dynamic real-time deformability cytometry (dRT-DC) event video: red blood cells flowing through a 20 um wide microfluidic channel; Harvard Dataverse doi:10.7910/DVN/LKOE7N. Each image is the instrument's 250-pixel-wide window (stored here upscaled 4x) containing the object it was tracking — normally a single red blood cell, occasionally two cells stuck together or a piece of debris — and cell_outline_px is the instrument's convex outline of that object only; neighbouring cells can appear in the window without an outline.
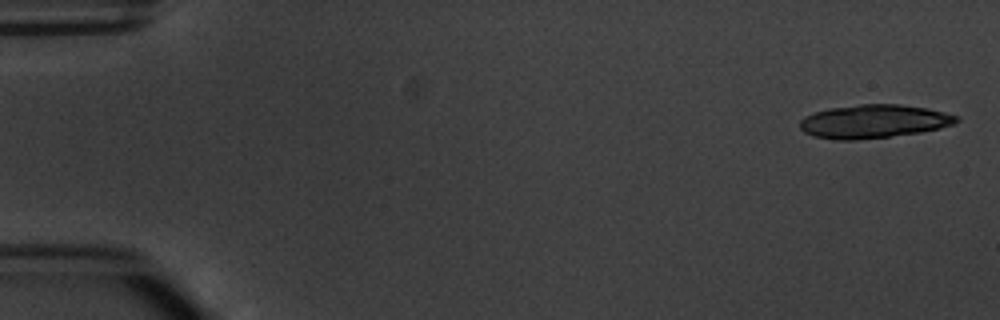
{"species": "common noctule bat (a hibernating species)", "species_latin": "Nyctalus noctula", "temperature_condition": "warm", "stored_images_in_passage": 4, "camera_frame_rate_fps": 3000, "um_per_image_px": 0.085, "animal": {"sex": "male", "body_mass_g": 20.1, "forearm_length_mm": 53.5}, "frame": {"image": 1, "passage_image": 1, "time_ms": 0.0, "image_size_px": [1000, 320], "cell_outline_px": [[960, 120], [956, 124], [940, 128], [920, 132], [856, 140], [836, 140], [812, 136], [804, 132], [800, 128], [800, 120], [804, 116], [828, 108], [860, 104], [900, 104], [928, 108], [944, 112], [956, 116]], "centroid_in_image_um": [74.26, 10.31], "position_along_channel_um": 10.7, "area_um2": 30.58}}